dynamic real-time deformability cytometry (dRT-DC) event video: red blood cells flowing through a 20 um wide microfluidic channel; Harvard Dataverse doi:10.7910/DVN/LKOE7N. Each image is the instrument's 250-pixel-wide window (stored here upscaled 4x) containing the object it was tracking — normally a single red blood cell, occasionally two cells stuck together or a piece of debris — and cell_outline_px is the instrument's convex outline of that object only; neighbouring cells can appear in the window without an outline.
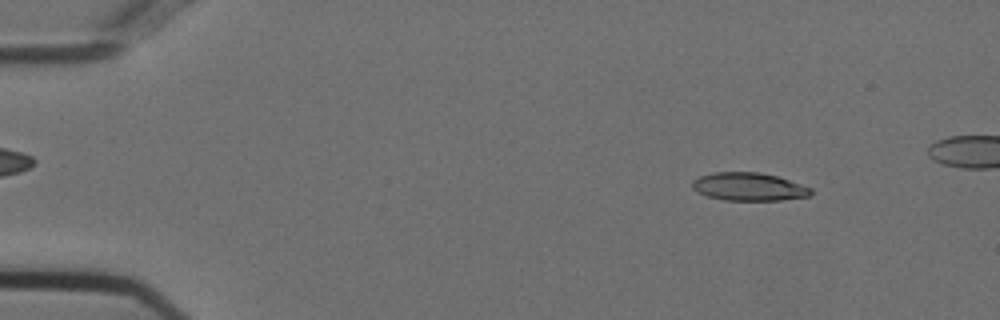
{"species": "Egyptian fruit bat (a non-hibernating species)", "species_latin": "Rousettus aegyptiacus", "temperature_condition": "cold", "stored_images_in_passage": 49, "camera_frame_rate_fps": 3000, "um_per_image_px": 0.085, "animal": {"sex": "female"}, "frame": {"image": 1, "passage_image": 5, "time_ms": 1.333, "image_size_px": [1000, 320], "cell_outline_px": [[812, 192], [808, 196], [780, 200], [724, 200], [708, 196], [696, 192], [692, 188], [692, 180], [700, 176], [712, 172], [760, 172], [776, 176], [812, 188]], "centroid_in_image_um": [63.6, 15.87], "position_along_channel_um": 21.4, "area_um2": 19.31}}
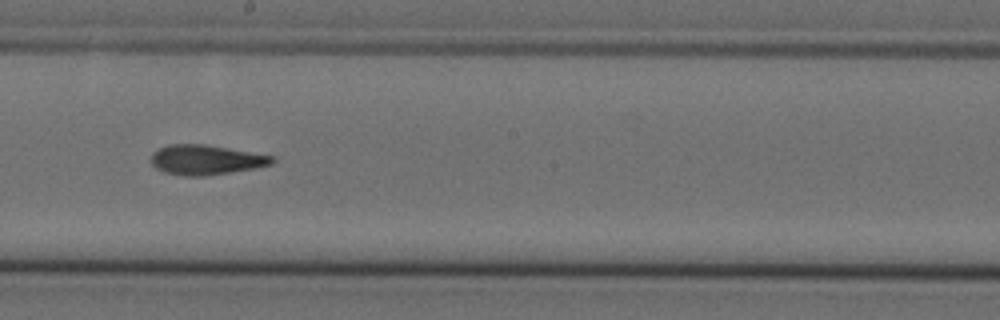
{"frame": {"image": 2, "passage_image": 29, "time_ms": 9.333, "image_size_px": [1000, 320], "cell_outline_px": [[276, 160], [272, 164], [252, 168], [204, 176], [184, 176], [164, 172], [156, 168], [152, 164], [152, 152], [156, 148], [168, 144], [204, 144], [276, 156]], "centroid_in_image_um": [17.48, 13.57], "position_along_channel_um": 230.7, "area_um2": 21.04}}
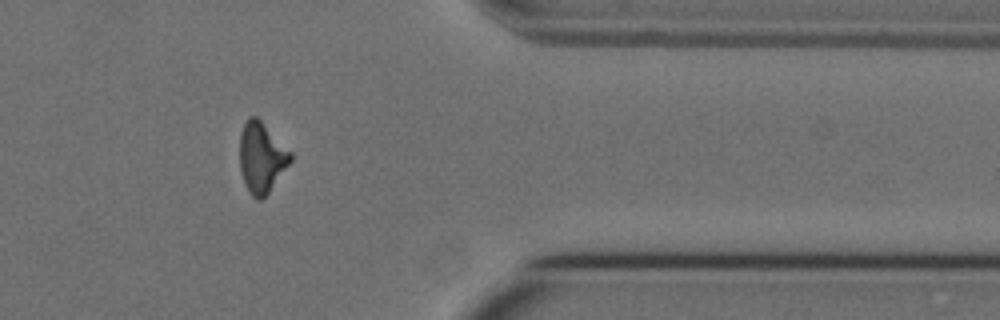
{"frame": {"image": 3, "passage_image": 43, "time_ms": 14.0, "image_size_px": [1000, 320], "cell_outline_px": [[292, 160], [268, 192], [260, 200], [256, 200], [248, 192], [240, 168], [240, 132], [248, 116], [256, 116], [292, 152]], "centroid_in_image_um": [22.22, 13.37], "position_along_channel_um": 389.2, "area_um2": 20.63}}